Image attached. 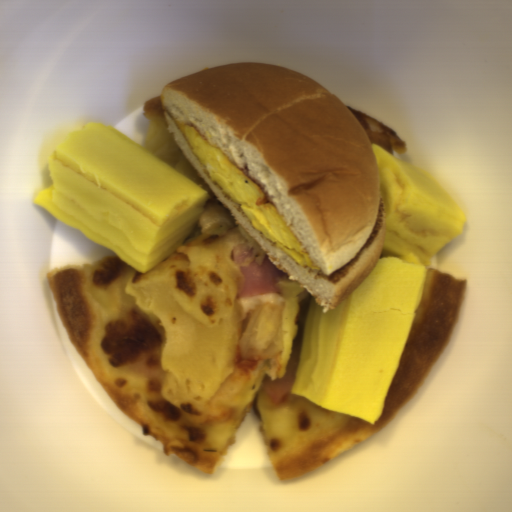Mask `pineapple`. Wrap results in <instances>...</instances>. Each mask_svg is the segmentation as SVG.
I'll list each match as a JSON object with an SVG mask.
<instances>
[{"label": "pineapple", "mask_w": 512, "mask_h": 512, "mask_svg": "<svg viewBox=\"0 0 512 512\" xmlns=\"http://www.w3.org/2000/svg\"><path fill=\"white\" fill-rule=\"evenodd\" d=\"M200 234L224 236L234 224L230 217L221 209L203 207V214L197 219Z\"/></svg>", "instance_id": "9d759a55"}, {"label": "pineapple", "mask_w": 512, "mask_h": 512, "mask_svg": "<svg viewBox=\"0 0 512 512\" xmlns=\"http://www.w3.org/2000/svg\"><path fill=\"white\" fill-rule=\"evenodd\" d=\"M129 292L159 331L162 372L197 398L212 396L239 362L266 360L283 350V311L274 302L247 313L235 307L207 324L182 309L168 280L131 284Z\"/></svg>", "instance_id": "2ff11189"}]
</instances>
